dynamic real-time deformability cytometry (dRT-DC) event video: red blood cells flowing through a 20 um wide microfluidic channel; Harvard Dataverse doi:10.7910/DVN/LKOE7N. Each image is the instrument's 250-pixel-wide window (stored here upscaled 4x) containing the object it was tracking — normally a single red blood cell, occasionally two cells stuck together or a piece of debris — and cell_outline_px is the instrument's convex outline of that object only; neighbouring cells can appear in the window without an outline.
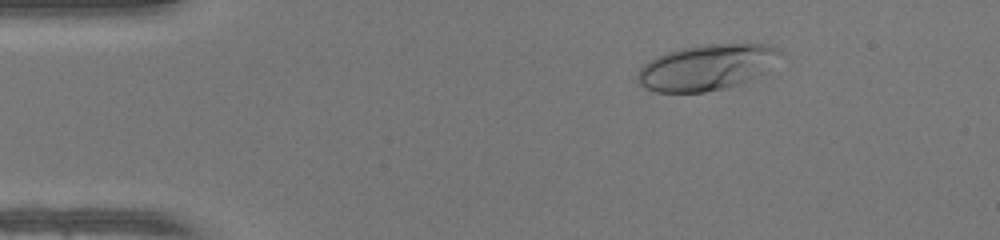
{"species": "human", "species_latin": "Homo sapiens", "temperature_condition": "warm", "stored_images_in_passage": 48, "camera_frame_rate_fps": 3000, "um_per_image_px": 0.085, "donor": {"sex": "female"}, "frame": {"image": 1, "passage_image": 7, "time_ms": 2.0, "image_size_px": [1000, 240], "cell_outline_px": [[780, 52], [764, 72], [740, 84], [724, 88], [704, 92], [656, 92], [644, 88], [636, 84], [636, 76], [640, 68], [648, 60], [656, 56], [680, 48], [704, 44], [772, 44], [780, 48]], "centroid_in_image_um": [59.98, 5.72], "position_along_channel_um": 25.0, "area_um2": 37.92}}
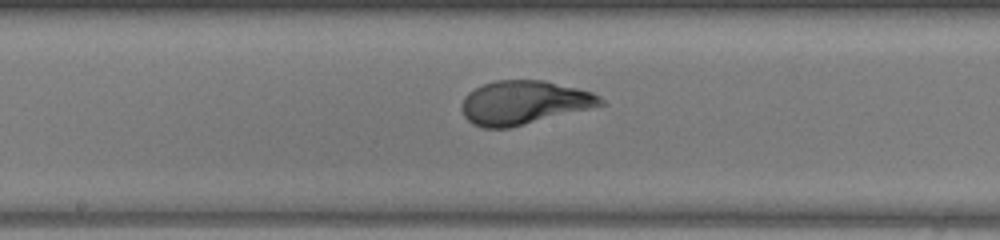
{"frame": {"image": 2, "passage_image": 25, "time_ms": 8.0, "image_size_px": [1000, 240], "cell_outline_px": [[608, 104], [508, 128], [484, 128], [472, 124], [464, 116], [460, 108], [460, 104], [464, 96], [468, 92], [484, 84], [496, 80], [544, 80], [592, 92], [600, 96]], "centroid_in_image_um": [44.51, 8.72], "position_along_channel_um": 203.7, "area_um2": 35.43}}
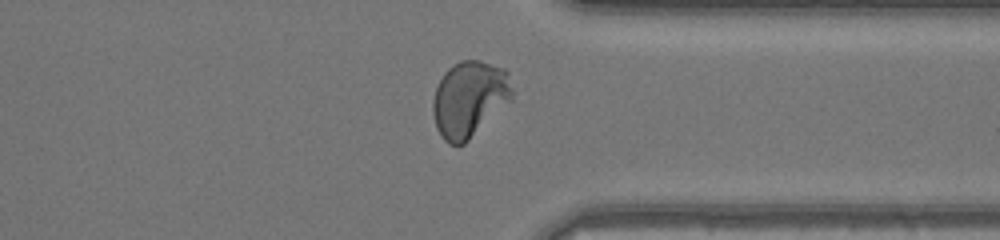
{"frame": {"image": 3, "passage_image": 37, "time_ms": 12.0, "image_size_px": [1000, 240], "cell_outline_px": [[512, 100], [464, 144], [448, 144], [440, 136], [436, 128], [432, 112], [432, 100], [436, 88], [444, 72], [452, 64], [460, 60], [480, 60], [504, 68], [508, 72], [512, 88]], "centroid_in_image_um": [39.88, 8.4], "position_along_channel_um": 371.5, "area_um2": 35.37}, "authors_computed_cell_mechanics": {"area_um2": 35.3158, "velocity_mm_per_s": 4.2401, "shape_relaxation_time_tau1_ms": 6.3114, "shape_relaxation_time_tau2_ms": null, "deformation_change_tau1": 0.3089, "deformation_change_tau2": null}}